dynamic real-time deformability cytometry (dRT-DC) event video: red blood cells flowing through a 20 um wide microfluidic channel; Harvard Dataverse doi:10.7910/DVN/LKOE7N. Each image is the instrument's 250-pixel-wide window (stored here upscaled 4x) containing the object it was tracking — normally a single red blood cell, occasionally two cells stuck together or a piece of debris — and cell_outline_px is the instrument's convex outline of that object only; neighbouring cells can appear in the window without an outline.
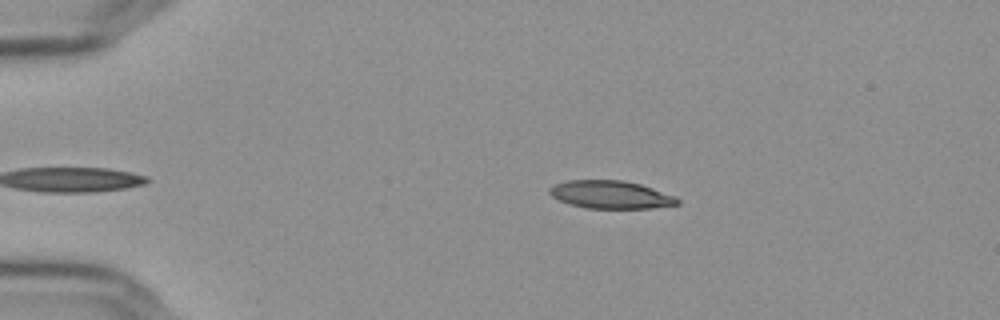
{"species": "Egyptian fruit bat (a non-hibernating species)", "species_latin": "Rousettus aegyptiacus", "temperature_condition": "cold", "stored_images_in_passage": 44, "camera_frame_rate_fps": 3000, "um_per_image_px": 0.085, "frame": {"image": 1, "passage_image": 7, "time_ms": 2.0, "image_size_px": [1000, 320], "cell_outline_px": [[680, 204], [652, 208], [584, 208], [568, 204], [552, 196], [548, 192], [548, 188], [556, 184], [568, 180], [624, 180], [640, 184], [676, 196], [680, 200]], "centroid_in_image_um": [51.92, 16.55], "position_along_channel_um": 33.1, "area_um2": 20.87}}
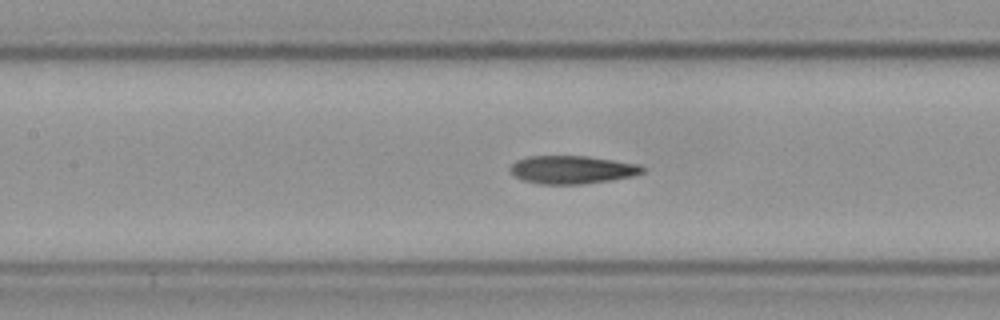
{"frame": {"image": 2, "passage_image": 22, "time_ms": 7.0, "image_size_px": [1000, 320], "cell_outline_px": [[644, 172], [632, 176], [612, 180], [580, 184], [540, 184], [524, 180], [516, 176], [508, 168], [516, 160], [528, 156], [588, 156], [640, 164], [644, 168]], "centroid_in_image_um": [48.64, 14.42], "position_along_channel_um": 158.8, "area_um2": 21.62}}
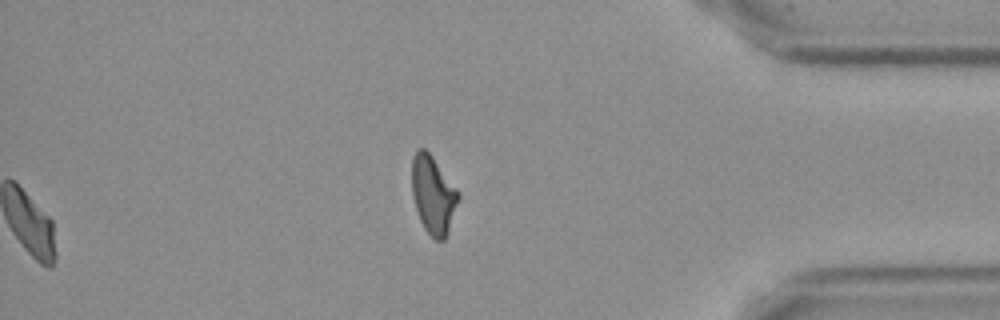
{"frame": {"image": 3, "passage_image": 44, "time_ms": 14.333, "image_size_px": [1000, 320], "cell_outline_px": [[460, 196], [448, 232], [444, 240], [436, 240], [424, 228], [420, 220], [412, 196], [412, 156], [420, 148], [424, 148], [432, 156], [460, 192]], "centroid_in_image_um": [36.82, 16.55], "position_along_channel_um": 398.4, "area_um2": 20.98}, "authors_computed_cell_mechanics": {"area_um2": 21.7328, "velocity_mm_per_s": 3.6392, "shape_relaxation_time_tau1_ms": null, "shape_relaxation_time_tau2_ms": 4.3096, "deformation_change_tau1": null, "deformation_change_tau2": 0.1357}}